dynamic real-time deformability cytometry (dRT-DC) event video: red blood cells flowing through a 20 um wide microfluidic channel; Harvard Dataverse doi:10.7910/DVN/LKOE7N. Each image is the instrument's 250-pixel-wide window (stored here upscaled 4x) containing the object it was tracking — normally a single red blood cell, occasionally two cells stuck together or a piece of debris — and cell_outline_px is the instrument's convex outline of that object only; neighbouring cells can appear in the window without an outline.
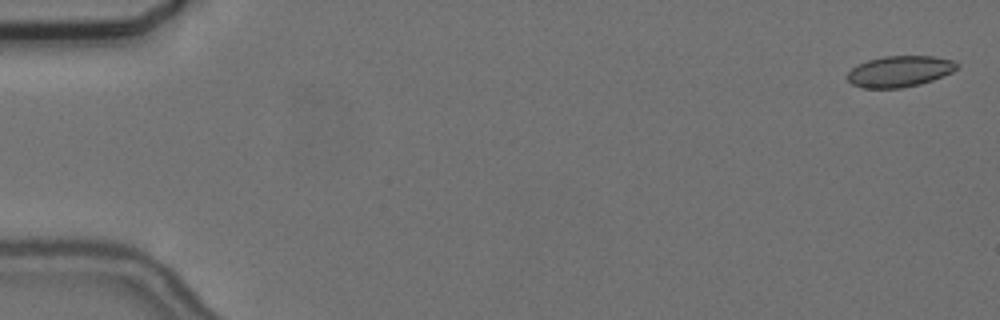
{"species": "common noctule bat (a hibernating species)", "species_latin": "Nyctalus noctula", "temperature_condition": "cold", "stored_images_in_passage": 43, "camera_frame_rate_fps": 3000, "um_per_image_px": 0.085, "animal": {"sex": "female", "body_mass_g": 24.6, "forearm_length_mm": 56.2}, "frame": {"image": 1, "passage_image": 2, "time_ms": 0.333, "image_size_px": [1000, 320], "cell_outline_px": [[960, 64], [952, 72], [932, 80], [920, 84], [900, 88], [860, 88], [852, 84], [848, 80], [848, 72], [852, 68], [868, 60], [884, 56], [932, 56], [956, 60]], "centroid_in_image_um": [76.49, 6.06], "position_along_channel_um": 8.5, "area_um2": 19.83}}
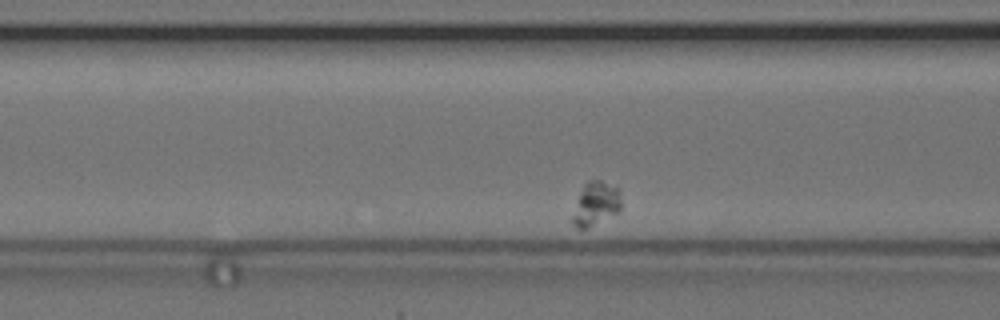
{"frame": {"image": 2, "passage_image": 14, "time_ms": 4.333, "image_size_px": [1000, 320], "cell_outline_px": [[620, 212], [588, 228], [576, 228], [572, 224], [572, 216], [584, 184], [588, 180], [600, 180], [616, 184], [620, 192]], "centroid_in_image_um": [50.68, 17.31], "position_along_channel_um": 115.9, "area_um2": 12.48}}
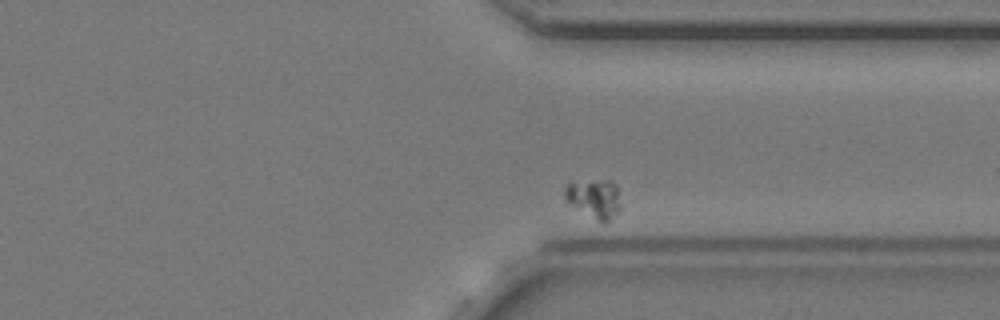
{"frame": {"image": 3, "passage_image": 38, "time_ms": 12.333, "image_size_px": [1000, 320], "cell_outline_px": [[620, 212], [604, 224], [564, 200], [564, 188], [568, 180], [612, 180], [616, 184], [620, 204]], "centroid_in_image_um": [50.49, 16.83], "position_along_channel_um": 360.9, "area_um2": 13.06}}